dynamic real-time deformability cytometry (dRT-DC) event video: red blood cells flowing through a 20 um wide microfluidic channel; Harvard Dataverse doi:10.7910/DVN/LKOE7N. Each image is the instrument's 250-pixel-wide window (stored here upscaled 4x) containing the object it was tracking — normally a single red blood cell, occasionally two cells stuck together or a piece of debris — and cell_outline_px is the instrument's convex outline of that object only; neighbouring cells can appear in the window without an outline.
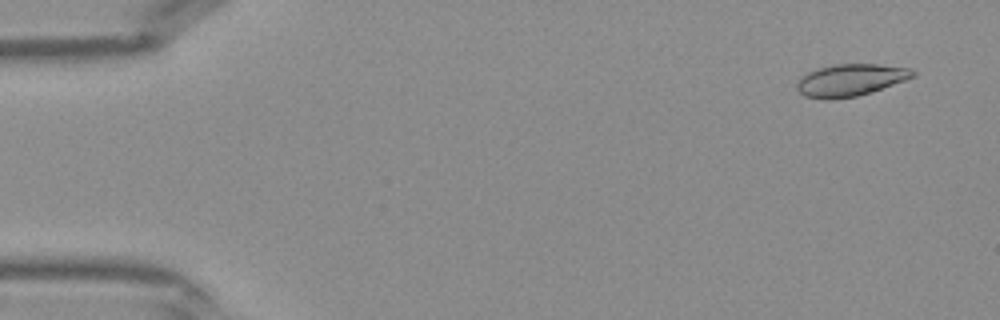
{"species": "Egyptian fruit bat (a non-hibernating species)", "species_latin": "Rousettus aegyptiacus", "temperature_condition": "warm", "stored_images_in_passage": 42, "camera_frame_rate_fps": 3000, "um_per_image_px": 0.085, "frame": {"image": 1, "passage_image": 3, "time_ms": 0.667, "image_size_px": [1000, 320], "cell_outline_px": [[916, 76], [856, 96], [832, 100], [824, 100], [804, 96], [796, 88], [796, 84], [800, 76], [816, 68], [832, 64], [880, 64], [912, 68], [916, 72]], "centroid_in_image_um": [72.24, 6.79], "position_along_channel_um": 12.8, "area_um2": 21.79}}
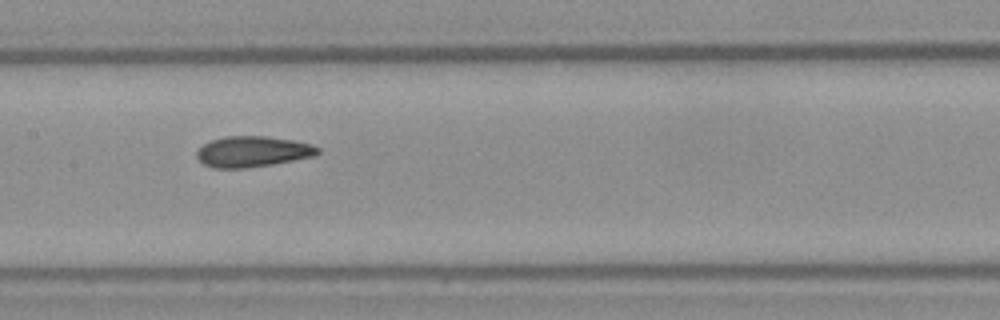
{"frame": {"image": 2, "passage_image": 21, "time_ms": 6.667, "image_size_px": [1000, 320], "cell_outline_px": [[320, 152], [312, 156], [272, 164], [248, 168], [212, 168], [204, 164], [196, 156], [196, 152], [204, 144], [212, 140], [224, 136], [268, 136], [292, 140], [312, 144], [320, 148]], "centroid_in_image_um": [21.46, 12.88], "position_along_channel_um": 185.9, "area_um2": 21.62}}
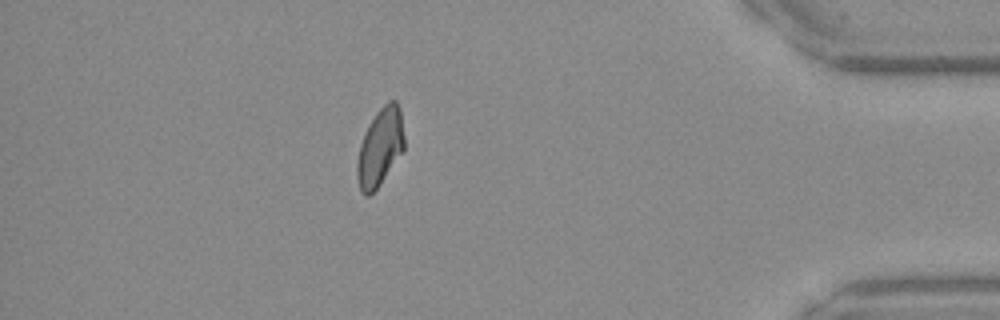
{"frame": {"image": 3, "passage_image": 37, "time_ms": 12.0, "image_size_px": [1000, 320], "cell_outline_px": [[404, 148], [380, 184], [368, 196], [364, 196], [360, 192], [356, 176], [356, 164], [360, 144], [368, 124], [376, 112], [388, 100], [396, 100], [400, 108], [404, 136]], "centroid_in_image_um": [32.28, 12.5], "position_along_channel_um": 402.9, "area_um2": 21.33}}